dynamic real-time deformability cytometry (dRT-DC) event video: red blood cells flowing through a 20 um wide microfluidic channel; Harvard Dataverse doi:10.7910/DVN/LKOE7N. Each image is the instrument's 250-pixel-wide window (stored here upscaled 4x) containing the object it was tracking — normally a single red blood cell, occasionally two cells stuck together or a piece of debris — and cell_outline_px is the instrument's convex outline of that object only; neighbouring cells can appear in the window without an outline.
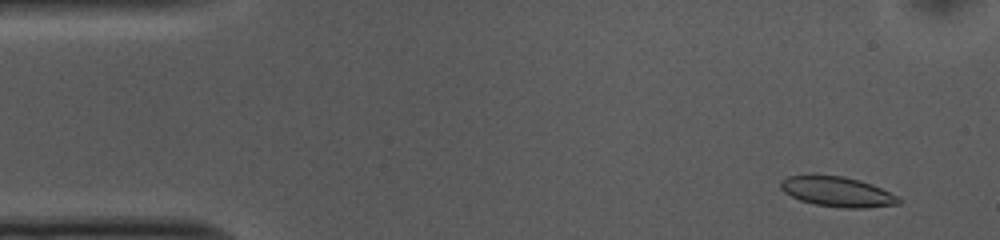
{"species": "common noctule bat (a hibernating species)", "species_latin": "Nyctalus noctula", "temperature_condition": "cold", "stored_images_in_passage": 53, "camera_frame_rate_fps": 3000, "um_per_image_px": 0.085, "animal": {"sex": "female", "body_mass_g": 10.0, "forearm_length_mm": 53.1}, "frame": {"image": 1, "passage_image": 4, "time_ms": 1.0, "image_size_px": [1000, 240], "cell_outline_px": [[904, 200], [900, 204], [864, 208], [844, 208], [816, 204], [800, 200], [784, 192], [780, 188], [780, 180], [788, 176], [812, 172], [844, 176], [860, 180], [872, 184]], "centroid_in_image_um": [71.12, 16.25], "position_along_channel_um": 13.9, "area_um2": 21.21}}
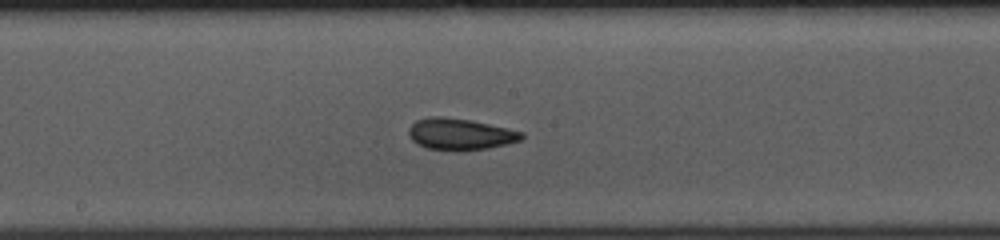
{"frame": {"image": 2, "passage_image": 27, "time_ms": 8.667, "image_size_px": [1000, 240], "cell_outline_px": [[524, 136], [520, 140], [488, 148], [428, 148], [412, 140], [408, 132], [408, 128], [416, 120], [432, 116], [440, 116], [472, 120], [508, 128], [524, 132]], "centroid_in_image_um": [39.12, 11.34], "position_along_channel_um": 209.1, "area_um2": 19.94}}
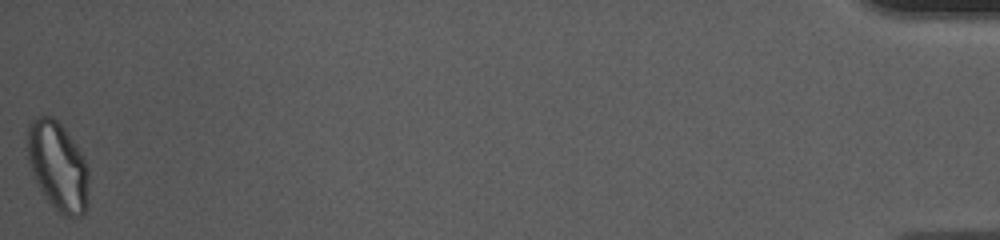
{"frame": {"image": 3, "passage_image": 53, "time_ms": 17.333, "image_size_px": [1000, 240], "cell_outline_px": [[88, 208], [80, 216], [64, 216], [44, 196], [36, 180], [28, 160], [28, 124], [36, 116], [52, 116], [64, 128], [76, 144], [88, 168]], "centroid_in_image_um": [4.93, 14.12], "position_along_channel_um": 430.3, "area_um2": 31.44}, "authors_computed_cell_mechanics": {"area_um2": 20.7502, "velocity_mm_per_s": 3.7258, "shape_relaxation_time_tau1_ms": 6.8726, "shape_relaxation_time_tau2_ms": 1.9207, "deformation_change_tau1": 0.1242, "deformation_change_tau2": 0.0666}}